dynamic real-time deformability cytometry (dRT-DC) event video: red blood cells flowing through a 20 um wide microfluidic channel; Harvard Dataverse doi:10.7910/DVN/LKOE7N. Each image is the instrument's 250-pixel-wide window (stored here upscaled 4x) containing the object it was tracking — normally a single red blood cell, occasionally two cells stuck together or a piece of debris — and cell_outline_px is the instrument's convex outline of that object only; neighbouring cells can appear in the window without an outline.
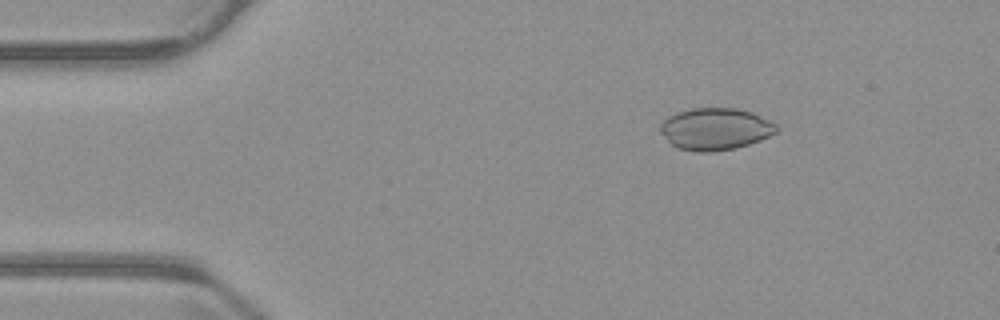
{"species": "common noctule bat (a hibernating species)", "species_latin": "Nyctalus noctula", "temperature_condition": "warm", "stored_images_in_passage": 55, "camera_frame_rate_fps": 3000, "um_per_image_px": 0.085, "animal": {"sex": "male", "body_mass_g": 23.1, "forearm_length_mm": 52.7}, "frame": {"image": 1, "passage_image": 8, "time_ms": 2.333, "image_size_px": [1000, 320], "cell_outline_px": [[780, 128], [776, 132], [760, 140], [736, 148], [712, 152], [696, 152], [676, 148], [660, 132], [660, 124], [668, 116], [676, 112], [692, 108], [736, 108], [752, 112], [776, 124]], "centroid_in_image_um": [60.79, 10.96], "position_along_channel_um": 24.2, "area_um2": 28.5}}
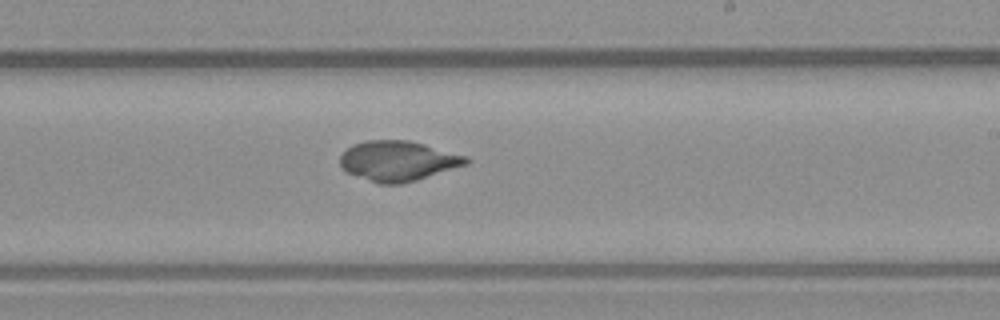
{"frame": {"image": 2, "passage_image": 32, "time_ms": 10.333, "image_size_px": [1000, 320], "cell_outline_px": [[472, 160], [468, 164], [416, 180], [400, 184], [380, 184], [344, 172], [340, 168], [340, 156], [352, 144], [364, 140], [408, 140], [424, 144], [468, 156]], "centroid_in_image_um": [33.82, 13.68], "position_along_channel_um": 255.2, "area_um2": 29.65}}
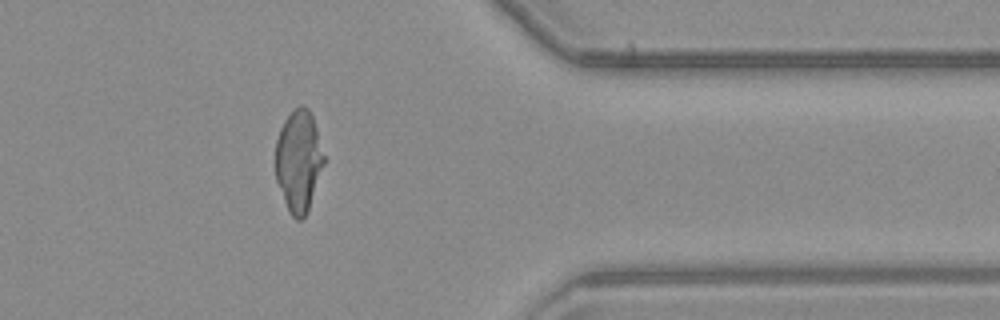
{"frame": {"image": 3, "passage_image": 44, "time_ms": 14.333, "image_size_px": [1000, 320], "cell_outline_px": [[324, 164], [308, 208], [304, 216], [300, 220], [296, 220], [288, 212], [276, 180], [276, 140], [280, 128], [284, 120], [300, 104], [308, 108], [312, 116], [316, 128], [324, 156]], "centroid_in_image_um": [25.37, 13.68], "position_along_channel_um": 386.0, "area_um2": 28.26}, "authors_computed_cell_mechanics": {"area_um2": 29.478, "velocity_mm_per_s": 3.7369, "shape_relaxation_time_tau1_ms": null, "shape_relaxation_time_tau2_ms": 1.5504, "deformation_change_tau1": null, "deformation_change_tau2": 0.0384}}